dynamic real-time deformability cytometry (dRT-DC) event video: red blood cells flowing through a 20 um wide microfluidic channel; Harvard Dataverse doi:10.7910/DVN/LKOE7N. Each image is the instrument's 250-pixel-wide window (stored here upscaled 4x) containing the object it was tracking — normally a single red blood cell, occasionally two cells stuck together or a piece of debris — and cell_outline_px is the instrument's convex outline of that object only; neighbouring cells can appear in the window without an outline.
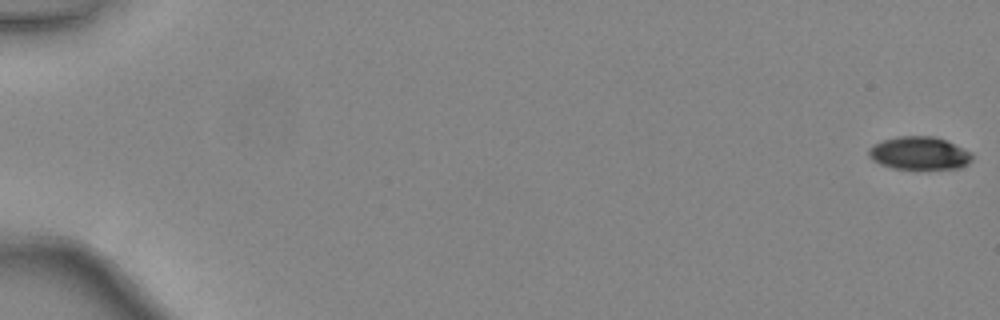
{"species": "common noctule bat (a hibernating species)", "species_latin": "Nyctalus noctula", "temperature_condition": "warm", "stored_images_in_passage": 48, "camera_frame_rate_fps": 3000, "um_per_image_px": 0.085, "animal": {"sex": "female", "body_mass_g": 24.6, "forearm_length_mm": 56.2}, "frame": {"image": 1, "passage_image": 1, "time_ms": 0.0, "image_size_px": [1000, 320], "cell_outline_px": [[972, 160], [968, 164], [960, 168], [892, 168], [880, 164], [872, 160], [868, 156], [868, 148], [880, 140], [900, 136], [936, 136], [972, 152]], "centroid_in_image_um": [78.12, 13.01], "position_along_channel_um": 6.9, "area_um2": 19.88}}
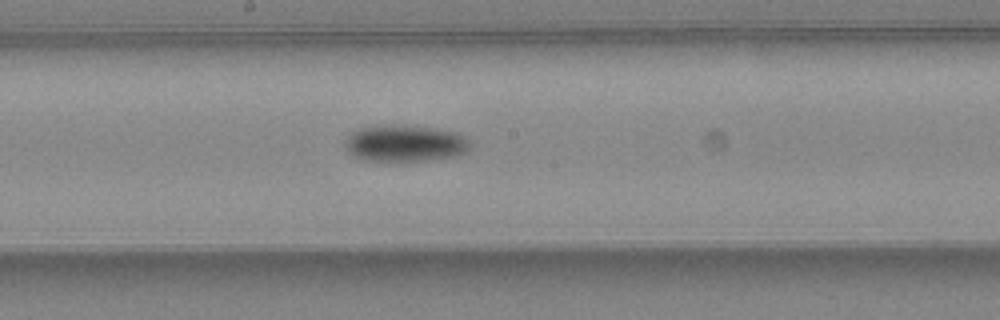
{"frame": {"image": 2, "passage_image": 28, "time_ms": 9.0, "image_size_px": [1000, 320], "cell_outline_px": [[468, 148], [460, 156], [428, 160], [384, 164], [364, 160], [348, 152], [344, 144], [344, 140], [352, 132], [360, 128], [380, 124], [404, 124], [436, 128], [456, 132], [464, 136], [468, 140]], "centroid_in_image_um": [34.37, 12.2], "position_along_channel_um": 213.8, "area_um2": 27.8}}
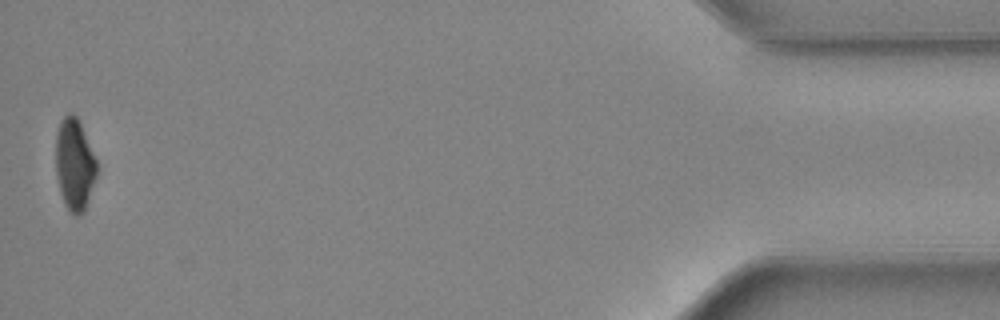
{"frame": {"image": 3, "passage_image": 48, "time_ms": 15.667, "image_size_px": [1000, 320], "cell_outline_px": [[96, 176], [84, 212], [76, 216], [68, 212], [64, 204], [60, 192], [56, 176], [56, 132], [60, 120], [68, 112], [72, 112], [80, 120], [96, 160]], "centroid_in_image_um": [6.31, 13.96], "position_along_channel_um": 428.9, "area_um2": 22.14}, "authors_computed_cell_mechanics": {"area_um2": 23.1489, "velocity_mm_per_s": 4.4727, "shape_relaxation_time_tau1_ms": 2.241, "shape_relaxation_time_tau2_ms": null, "deformation_change_tau1": 0.1186, "deformation_change_tau2": null}}